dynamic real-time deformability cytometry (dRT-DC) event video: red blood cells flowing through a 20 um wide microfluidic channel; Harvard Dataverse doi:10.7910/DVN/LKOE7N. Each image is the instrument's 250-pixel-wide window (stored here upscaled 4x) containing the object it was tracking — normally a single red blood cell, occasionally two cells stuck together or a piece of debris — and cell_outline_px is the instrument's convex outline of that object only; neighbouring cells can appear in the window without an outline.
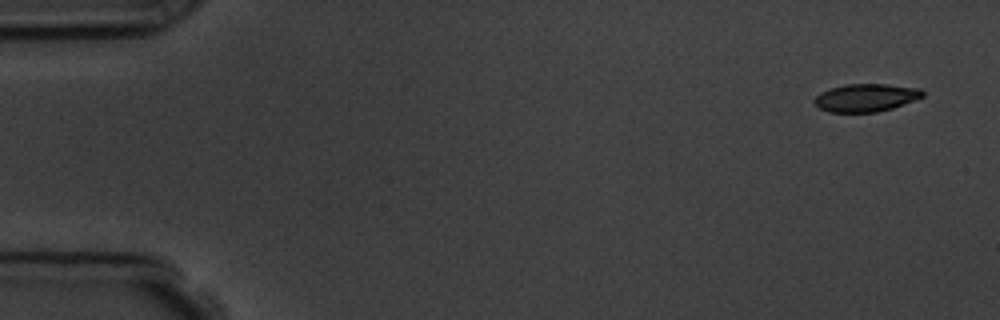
{"species": "common noctule bat (a hibernating species)", "species_latin": "Nyctalus noctula", "temperature_condition": "room temperature", "stored_images_in_passage": 4, "camera_frame_rate_fps": 3000, "um_per_image_px": 0.085, "animal": {"sex": "male", "body_mass_g": 19.5, "forearm_length_mm": 54.6}, "frame": {"image": 1, "passage_image": 1, "time_ms": 0.0, "image_size_px": [1000, 320], "cell_outline_px": [[924, 96], [892, 108], [876, 112], [828, 112], [820, 108], [812, 100], [820, 92], [844, 84], [888, 84], [920, 88], [924, 92]], "centroid_in_image_um": [73.59, 8.29], "position_along_channel_um": 11.4, "area_um2": 17.51}}
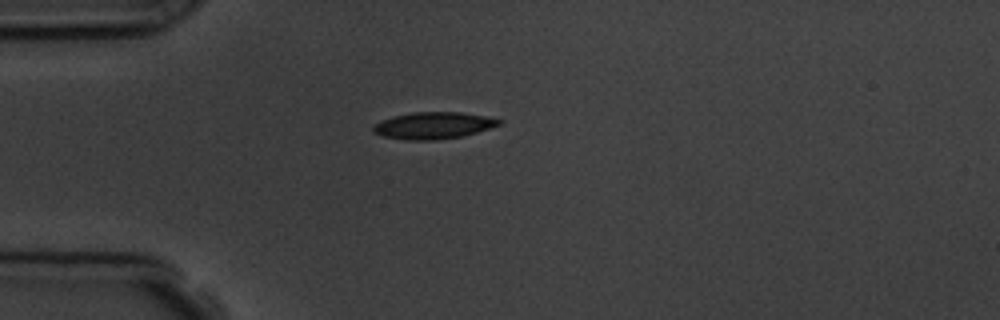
{"frame": {"image": 2, "passage_image": 4, "time_ms": 4.0, "image_size_px": [1000, 320], "cell_outline_px": [[504, 120], [500, 124], [476, 132], [460, 136], [436, 140], [404, 140], [384, 136], [372, 132], [372, 128], [376, 124], [392, 116], [412, 112], [460, 112], [484, 116]], "centroid_in_image_um": [36.81, 10.66], "position_along_channel_um": 48.2, "area_um2": 19.42}}